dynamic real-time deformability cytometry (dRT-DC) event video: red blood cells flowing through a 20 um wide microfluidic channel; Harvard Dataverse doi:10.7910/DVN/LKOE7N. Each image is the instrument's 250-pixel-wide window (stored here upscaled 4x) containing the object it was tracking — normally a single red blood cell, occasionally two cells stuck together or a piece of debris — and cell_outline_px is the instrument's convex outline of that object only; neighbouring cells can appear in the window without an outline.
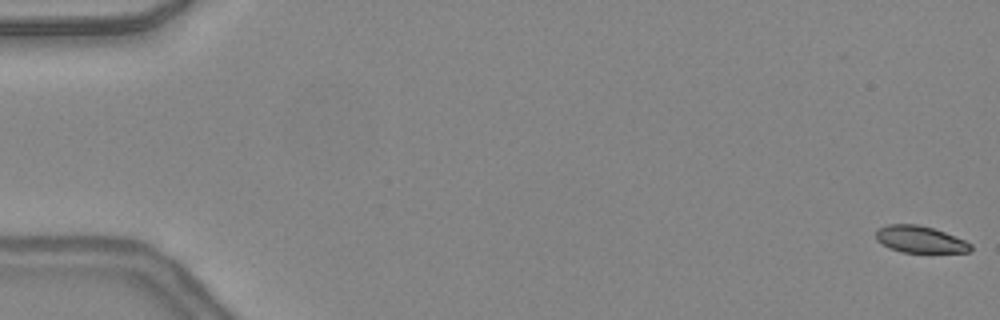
{"species": "common noctule bat (a hibernating species)", "species_latin": "Nyctalus noctula", "temperature_condition": "warm", "stored_images_in_passage": 48, "camera_frame_rate_fps": 3000, "um_per_image_px": 0.085, "animal": {"sex": "female", "body_mass_g": 24.6, "forearm_length_mm": 56.2}, "frame": {"image": 1, "passage_image": 1, "time_ms": 0.0, "image_size_px": [1000, 320], "cell_outline_px": [[972, 252], [900, 252], [888, 248], [876, 240], [876, 232], [880, 228], [888, 224], [916, 224], [932, 228], [944, 232], [964, 240], [972, 244]], "centroid_in_image_um": [78.19, 20.36], "position_along_channel_um": 6.8, "area_um2": 14.74}}
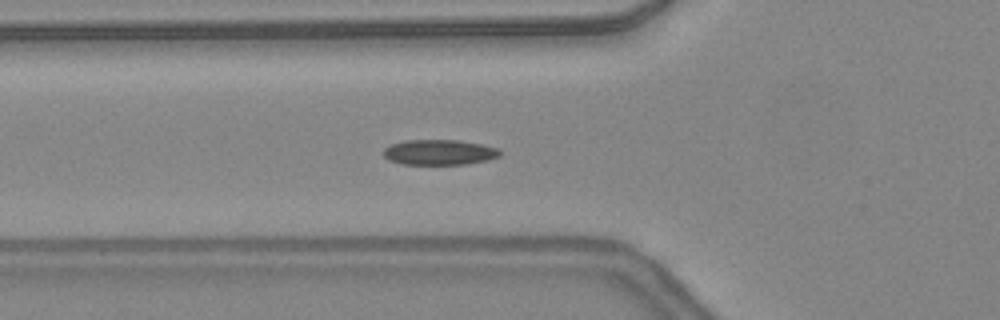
{"frame": {"image": 2, "passage_image": 18, "time_ms": 5.667, "image_size_px": [1000, 320], "cell_outline_px": [[500, 156], [488, 160], [464, 164], [400, 164], [388, 160], [384, 156], [384, 148], [392, 144], [404, 140], [460, 140], [500, 148]], "centroid_in_image_um": [37.34, 12.94], "position_along_channel_um": 88.5, "area_um2": 17.22}}
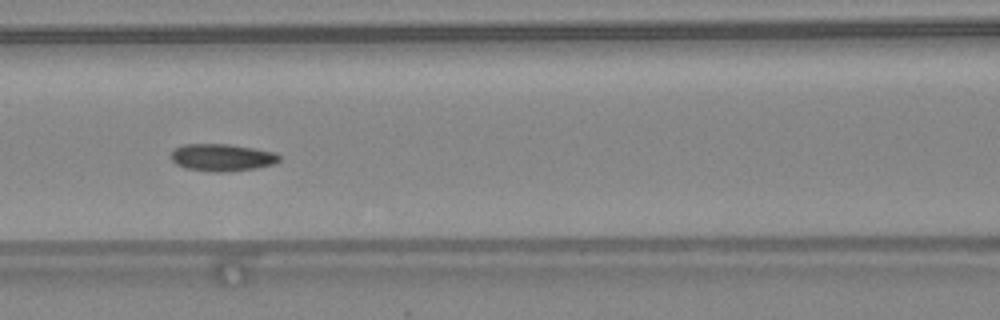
{"frame": {"image": 3, "passage_image": 22, "time_ms": 7.0, "image_size_px": [1000, 320], "cell_outline_px": [[280, 160], [276, 164], [256, 168], [220, 172], [212, 172], [184, 168], [176, 164], [168, 156], [176, 148], [184, 144], [228, 144], [276, 152], [280, 156]], "centroid_in_image_um": [18.87, 13.39], "position_along_channel_um": 147.7, "area_um2": 17.28}, "authors_computed_cell_mechanics": {"area_um2": 16.5308, "velocity_mm_per_s": 4.381, "shape_relaxation_time_tau1_ms": 7.2953, "shape_relaxation_time_tau2_ms": null, "deformation_change_tau1": 0.1453, "deformation_change_tau2": null}}